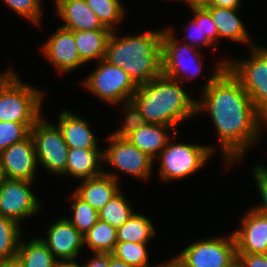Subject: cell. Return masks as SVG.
<instances>
[{"label":"cell","mask_w":267,"mask_h":267,"mask_svg":"<svg viewBox=\"0 0 267 267\" xmlns=\"http://www.w3.org/2000/svg\"><path fill=\"white\" fill-rule=\"evenodd\" d=\"M241 0H208L203 6H217L224 8L239 9Z\"/></svg>","instance_id":"cell-40"},{"label":"cell","mask_w":267,"mask_h":267,"mask_svg":"<svg viewBox=\"0 0 267 267\" xmlns=\"http://www.w3.org/2000/svg\"><path fill=\"white\" fill-rule=\"evenodd\" d=\"M109 267H134V266L128 265L122 260H119L116 257L112 256V254H110Z\"/></svg>","instance_id":"cell-44"},{"label":"cell","mask_w":267,"mask_h":267,"mask_svg":"<svg viewBox=\"0 0 267 267\" xmlns=\"http://www.w3.org/2000/svg\"><path fill=\"white\" fill-rule=\"evenodd\" d=\"M264 256L266 257V259H267V251L264 253Z\"/></svg>","instance_id":"cell-48"},{"label":"cell","mask_w":267,"mask_h":267,"mask_svg":"<svg viewBox=\"0 0 267 267\" xmlns=\"http://www.w3.org/2000/svg\"><path fill=\"white\" fill-rule=\"evenodd\" d=\"M169 142L157 156L161 160L160 177L166 181L178 180L194 174L206 164L214 151L210 146Z\"/></svg>","instance_id":"cell-6"},{"label":"cell","mask_w":267,"mask_h":267,"mask_svg":"<svg viewBox=\"0 0 267 267\" xmlns=\"http://www.w3.org/2000/svg\"><path fill=\"white\" fill-rule=\"evenodd\" d=\"M9 7H11L19 16L32 21L39 25L41 13L40 0H3Z\"/></svg>","instance_id":"cell-34"},{"label":"cell","mask_w":267,"mask_h":267,"mask_svg":"<svg viewBox=\"0 0 267 267\" xmlns=\"http://www.w3.org/2000/svg\"><path fill=\"white\" fill-rule=\"evenodd\" d=\"M0 267H23V264L16 256L14 258L0 260Z\"/></svg>","instance_id":"cell-42"},{"label":"cell","mask_w":267,"mask_h":267,"mask_svg":"<svg viewBox=\"0 0 267 267\" xmlns=\"http://www.w3.org/2000/svg\"><path fill=\"white\" fill-rule=\"evenodd\" d=\"M19 238L21 239L19 223L0 215V260L16 257Z\"/></svg>","instance_id":"cell-28"},{"label":"cell","mask_w":267,"mask_h":267,"mask_svg":"<svg viewBox=\"0 0 267 267\" xmlns=\"http://www.w3.org/2000/svg\"><path fill=\"white\" fill-rule=\"evenodd\" d=\"M43 91L23 83L17 74L0 75V121L35 123L41 117Z\"/></svg>","instance_id":"cell-4"},{"label":"cell","mask_w":267,"mask_h":267,"mask_svg":"<svg viewBox=\"0 0 267 267\" xmlns=\"http://www.w3.org/2000/svg\"><path fill=\"white\" fill-rule=\"evenodd\" d=\"M73 218L66 217L71 224L82 234L87 233L99 220L98 211L92 208L88 203L80 199L74 192L72 194Z\"/></svg>","instance_id":"cell-31"},{"label":"cell","mask_w":267,"mask_h":267,"mask_svg":"<svg viewBox=\"0 0 267 267\" xmlns=\"http://www.w3.org/2000/svg\"><path fill=\"white\" fill-rule=\"evenodd\" d=\"M241 225V229L232 233L236 252L264 254L267 251V215L251 209Z\"/></svg>","instance_id":"cell-16"},{"label":"cell","mask_w":267,"mask_h":267,"mask_svg":"<svg viewBox=\"0 0 267 267\" xmlns=\"http://www.w3.org/2000/svg\"><path fill=\"white\" fill-rule=\"evenodd\" d=\"M196 5H202L203 3H206L208 0H192Z\"/></svg>","instance_id":"cell-46"},{"label":"cell","mask_w":267,"mask_h":267,"mask_svg":"<svg viewBox=\"0 0 267 267\" xmlns=\"http://www.w3.org/2000/svg\"><path fill=\"white\" fill-rule=\"evenodd\" d=\"M75 259H64V260H56L54 267H83L78 265Z\"/></svg>","instance_id":"cell-43"},{"label":"cell","mask_w":267,"mask_h":267,"mask_svg":"<svg viewBox=\"0 0 267 267\" xmlns=\"http://www.w3.org/2000/svg\"><path fill=\"white\" fill-rule=\"evenodd\" d=\"M193 11L194 19L191 20V23L187 25L188 31H187V37L191 42H188L189 45H191L194 48H197L196 46L198 43L203 44L205 46H212V42L207 38L203 37V29H202V5H194L190 7ZM192 31H191V30ZM189 32V33H188ZM192 33V34H191Z\"/></svg>","instance_id":"cell-35"},{"label":"cell","mask_w":267,"mask_h":267,"mask_svg":"<svg viewBox=\"0 0 267 267\" xmlns=\"http://www.w3.org/2000/svg\"><path fill=\"white\" fill-rule=\"evenodd\" d=\"M103 161V152L99 149L69 148L65 176L80 180L98 176L104 172Z\"/></svg>","instance_id":"cell-20"},{"label":"cell","mask_w":267,"mask_h":267,"mask_svg":"<svg viewBox=\"0 0 267 267\" xmlns=\"http://www.w3.org/2000/svg\"><path fill=\"white\" fill-rule=\"evenodd\" d=\"M203 37H207L213 44L219 41L217 27L211 18L210 12L202 5Z\"/></svg>","instance_id":"cell-38"},{"label":"cell","mask_w":267,"mask_h":267,"mask_svg":"<svg viewBox=\"0 0 267 267\" xmlns=\"http://www.w3.org/2000/svg\"><path fill=\"white\" fill-rule=\"evenodd\" d=\"M132 101L147 123L172 127L177 138V125L197 114V100L191 99L178 81L161 75L137 86Z\"/></svg>","instance_id":"cell-2"},{"label":"cell","mask_w":267,"mask_h":267,"mask_svg":"<svg viewBox=\"0 0 267 267\" xmlns=\"http://www.w3.org/2000/svg\"><path fill=\"white\" fill-rule=\"evenodd\" d=\"M154 267H188L187 264L180 258L179 255L172 258L170 261L164 264H157Z\"/></svg>","instance_id":"cell-41"},{"label":"cell","mask_w":267,"mask_h":267,"mask_svg":"<svg viewBox=\"0 0 267 267\" xmlns=\"http://www.w3.org/2000/svg\"><path fill=\"white\" fill-rule=\"evenodd\" d=\"M83 238L84 245L86 243L92 252L111 254L117 243V228L98 220Z\"/></svg>","instance_id":"cell-26"},{"label":"cell","mask_w":267,"mask_h":267,"mask_svg":"<svg viewBox=\"0 0 267 267\" xmlns=\"http://www.w3.org/2000/svg\"><path fill=\"white\" fill-rule=\"evenodd\" d=\"M41 51L59 72H72L85 63L80 58L73 31L62 26L46 40Z\"/></svg>","instance_id":"cell-14"},{"label":"cell","mask_w":267,"mask_h":267,"mask_svg":"<svg viewBox=\"0 0 267 267\" xmlns=\"http://www.w3.org/2000/svg\"><path fill=\"white\" fill-rule=\"evenodd\" d=\"M57 126L69 148L99 149L89 124L79 116L64 110Z\"/></svg>","instance_id":"cell-19"},{"label":"cell","mask_w":267,"mask_h":267,"mask_svg":"<svg viewBox=\"0 0 267 267\" xmlns=\"http://www.w3.org/2000/svg\"><path fill=\"white\" fill-rule=\"evenodd\" d=\"M109 261V253H94L93 258L83 265V267H109Z\"/></svg>","instance_id":"cell-39"},{"label":"cell","mask_w":267,"mask_h":267,"mask_svg":"<svg viewBox=\"0 0 267 267\" xmlns=\"http://www.w3.org/2000/svg\"><path fill=\"white\" fill-rule=\"evenodd\" d=\"M82 181L74 193L97 211L120 192L119 180L115 172L112 174L104 171L98 176Z\"/></svg>","instance_id":"cell-17"},{"label":"cell","mask_w":267,"mask_h":267,"mask_svg":"<svg viewBox=\"0 0 267 267\" xmlns=\"http://www.w3.org/2000/svg\"><path fill=\"white\" fill-rule=\"evenodd\" d=\"M5 175H4V171H3V168L1 166V163H0V186L2 185L3 181L5 180Z\"/></svg>","instance_id":"cell-45"},{"label":"cell","mask_w":267,"mask_h":267,"mask_svg":"<svg viewBox=\"0 0 267 267\" xmlns=\"http://www.w3.org/2000/svg\"><path fill=\"white\" fill-rule=\"evenodd\" d=\"M214 21L219 38H227L235 42L249 41L248 32L237 16L238 9L224 8L217 6H204Z\"/></svg>","instance_id":"cell-22"},{"label":"cell","mask_w":267,"mask_h":267,"mask_svg":"<svg viewBox=\"0 0 267 267\" xmlns=\"http://www.w3.org/2000/svg\"><path fill=\"white\" fill-rule=\"evenodd\" d=\"M163 30L118 38L111 32L105 60L121 67L138 86L162 75Z\"/></svg>","instance_id":"cell-3"},{"label":"cell","mask_w":267,"mask_h":267,"mask_svg":"<svg viewBox=\"0 0 267 267\" xmlns=\"http://www.w3.org/2000/svg\"><path fill=\"white\" fill-rule=\"evenodd\" d=\"M186 2L189 4V7H192V6L196 5L192 0H186Z\"/></svg>","instance_id":"cell-47"},{"label":"cell","mask_w":267,"mask_h":267,"mask_svg":"<svg viewBox=\"0 0 267 267\" xmlns=\"http://www.w3.org/2000/svg\"><path fill=\"white\" fill-rule=\"evenodd\" d=\"M229 60L218 64L204 85L198 112L208 110L216 128L224 160L228 166L242 159L244 152L260 137L267 120L255 108L241 82L227 68Z\"/></svg>","instance_id":"cell-1"},{"label":"cell","mask_w":267,"mask_h":267,"mask_svg":"<svg viewBox=\"0 0 267 267\" xmlns=\"http://www.w3.org/2000/svg\"><path fill=\"white\" fill-rule=\"evenodd\" d=\"M133 213L132 208L121 192H118L98 211L99 220L107 222L115 228L121 227Z\"/></svg>","instance_id":"cell-27"},{"label":"cell","mask_w":267,"mask_h":267,"mask_svg":"<svg viewBox=\"0 0 267 267\" xmlns=\"http://www.w3.org/2000/svg\"><path fill=\"white\" fill-rule=\"evenodd\" d=\"M123 105V109H125L124 112L126 114L124 123L118 131L111 134L118 138H126L128 135L137 131L147 123L141 111L132 100L124 102Z\"/></svg>","instance_id":"cell-33"},{"label":"cell","mask_w":267,"mask_h":267,"mask_svg":"<svg viewBox=\"0 0 267 267\" xmlns=\"http://www.w3.org/2000/svg\"><path fill=\"white\" fill-rule=\"evenodd\" d=\"M111 30L73 31L80 58L86 63L92 59L105 58L106 45Z\"/></svg>","instance_id":"cell-23"},{"label":"cell","mask_w":267,"mask_h":267,"mask_svg":"<svg viewBox=\"0 0 267 267\" xmlns=\"http://www.w3.org/2000/svg\"><path fill=\"white\" fill-rule=\"evenodd\" d=\"M33 181L5 179L0 186V215L20 221L35 215L40 202L30 190Z\"/></svg>","instance_id":"cell-12"},{"label":"cell","mask_w":267,"mask_h":267,"mask_svg":"<svg viewBox=\"0 0 267 267\" xmlns=\"http://www.w3.org/2000/svg\"><path fill=\"white\" fill-rule=\"evenodd\" d=\"M171 30L170 28L164 29L162 33V75L178 82L184 81V79L189 80L201 71L202 60L199 57L201 53H196L195 51L198 49L188 43L181 44L173 36ZM190 70L191 72H189ZM188 73H191L190 77ZM186 74L187 76H185Z\"/></svg>","instance_id":"cell-10"},{"label":"cell","mask_w":267,"mask_h":267,"mask_svg":"<svg viewBox=\"0 0 267 267\" xmlns=\"http://www.w3.org/2000/svg\"><path fill=\"white\" fill-rule=\"evenodd\" d=\"M167 129H172V127L146 123L137 131L128 135L126 139L152 159H155L158 156L157 153H160L166 147L170 139L169 135H167Z\"/></svg>","instance_id":"cell-21"},{"label":"cell","mask_w":267,"mask_h":267,"mask_svg":"<svg viewBox=\"0 0 267 267\" xmlns=\"http://www.w3.org/2000/svg\"><path fill=\"white\" fill-rule=\"evenodd\" d=\"M237 267H267L264 254L237 253Z\"/></svg>","instance_id":"cell-37"},{"label":"cell","mask_w":267,"mask_h":267,"mask_svg":"<svg viewBox=\"0 0 267 267\" xmlns=\"http://www.w3.org/2000/svg\"><path fill=\"white\" fill-rule=\"evenodd\" d=\"M34 124L0 121V152L26 139L30 135V130Z\"/></svg>","instance_id":"cell-32"},{"label":"cell","mask_w":267,"mask_h":267,"mask_svg":"<svg viewBox=\"0 0 267 267\" xmlns=\"http://www.w3.org/2000/svg\"><path fill=\"white\" fill-rule=\"evenodd\" d=\"M91 10L97 15L102 25L111 31L119 23L125 12L120 0H85Z\"/></svg>","instance_id":"cell-29"},{"label":"cell","mask_w":267,"mask_h":267,"mask_svg":"<svg viewBox=\"0 0 267 267\" xmlns=\"http://www.w3.org/2000/svg\"><path fill=\"white\" fill-rule=\"evenodd\" d=\"M47 231V237L41 240L57 260L77 258L84 247V238L66 217L56 221Z\"/></svg>","instance_id":"cell-15"},{"label":"cell","mask_w":267,"mask_h":267,"mask_svg":"<svg viewBox=\"0 0 267 267\" xmlns=\"http://www.w3.org/2000/svg\"><path fill=\"white\" fill-rule=\"evenodd\" d=\"M251 58L228 61L227 68L241 82L255 108L267 120V48L251 43Z\"/></svg>","instance_id":"cell-5"},{"label":"cell","mask_w":267,"mask_h":267,"mask_svg":"<svg viewBox=\"0 0 267 267\" xmlns=\"http://www.w3.org/2000/svg\"><path fill=\"white\" fill-rule=\"evenodd\" d=\"M98 68L84 81V85L107 103L117 104L131 101L137 90V85L121 68L108 63L105 59L99 61Z\"/></svg>","instance_id":"cell-7"},{"label":"cell","mask_w":267,"mask_h":267,"mask_svg":"<svg viewBox=\"0 0 267 267\" xmlns=\"http://www.w3.org/2000/svg\"><path fill=\"white\" fill-rule=\"evenodd\" d=\"M188 267H235L237 252L233 234L190 244L179 253Z\"/></svg>","instance_id":"cell-9"},{"label":"cell","mask_w":267,"mask_h":267,"mask_svg":"<svg viewBox=\"0 0 267 267\" xmlns=\"http://www.w3.org/2000/svg\"><path fill=\"white\" fill-rule=\"evenodd\" d=\"M0 163L6 179L33 181L38 162L32 136L1 151Z\"/></svg>","instance_id":"cell-13"},{"label":"cell","mask_w":267,"mask_h":267,"mask_svg":"<svg viewBox=\"0 0 267 267\" xmlns=\"http://www.w3.org/2000/svg\"><path fill=\"white\" fill-rule=\"evenodd\" d=\"M58 16L72 31L110 30L102 25L85 0H54Z\"/></svg>","instance_id":"cell-18"},{"label":"cell","mask_w":267,"mask_h":267,"mask_svg":"<svg viewBox=\"0 0 267 267\" xmlns=\"http://www.w3.org/2000/svg\"><path fill=\"white\" fill-rule=\"evenodd\" d=\"M254 179L256 180L259 194L261 195L263 204L253 208L254 210L267 215V168L257 165L253 169Z\"/></svg>","instance_id":"cell-36"},{"label":"cell","mask_w":267,"mask_h":267,"mask_svg":"<svg viewBox=\"0 0 267 267\" xmlns=\"http://www.w3.org/2000/svg\"><path fill=\"white\" fill-rule=\"evenodd\" d=\"M106 140L110 142L103 151V160L106 163L136 179L147 180L149 178L154 159L131 144L126 138L109 135L108 138H105Z\"/></svg>","instance_id":"cell-11"},{"label":"cell","mask_w":267,"mask_h":267,"mask_svg":"<svg viewBox=\"0 0 267 267\" xmlns=\"http://www.w3.org/2000/svg\"><path fill=\"white\" fill-rule=\"evenodd\" d=\"M152 221L138 213L132 216L117 228V242L148 243L155 235Z\"/></svg>","instance_id":"cell-25"},{"label":"cell","mask_w":267,"mask_h":267,"mask_svg":"<svg viewBox=\"0 0 267 267\" xmlns=\"http://www.w3.org/2000/svg\"><path fill=\"white\" fill-rule=\"evenodd\" d=\"M147 243L117 242L112 256L134 267H151L148 262ZM154 267V266H152Z\"/></svg>","instance_id":"cell-30"},{"label":"cell","mask_w":267,"mask_h":267,"mask_svg":"<svg viewBox=\"0 0 267 267\" xmlns=\"http://www.w3.org/2000/svg\"><path fill=\"white\" fill-rule=\"evenodd\" d=\"M16 256L23 267H54L57 260L41 238L31 239L29 243L20 240Z\"/></svg>","instance_id":"cell-24"},{"label":"cell","mask_w":267,"mask_h":267,"mask_svg":"<svg viewBox=\"0 0 267 267\" xmlns=\"http://www.w3.org/2000/svg\"><path fill=\"white\" fill-rule=\"evenodd\" d=\"M33 138L37 161L56 175H65L69 147L59 127L49 124L42 116L30 130Z\"/></svg>","instance_id":"cell-8"}]
</instances>
